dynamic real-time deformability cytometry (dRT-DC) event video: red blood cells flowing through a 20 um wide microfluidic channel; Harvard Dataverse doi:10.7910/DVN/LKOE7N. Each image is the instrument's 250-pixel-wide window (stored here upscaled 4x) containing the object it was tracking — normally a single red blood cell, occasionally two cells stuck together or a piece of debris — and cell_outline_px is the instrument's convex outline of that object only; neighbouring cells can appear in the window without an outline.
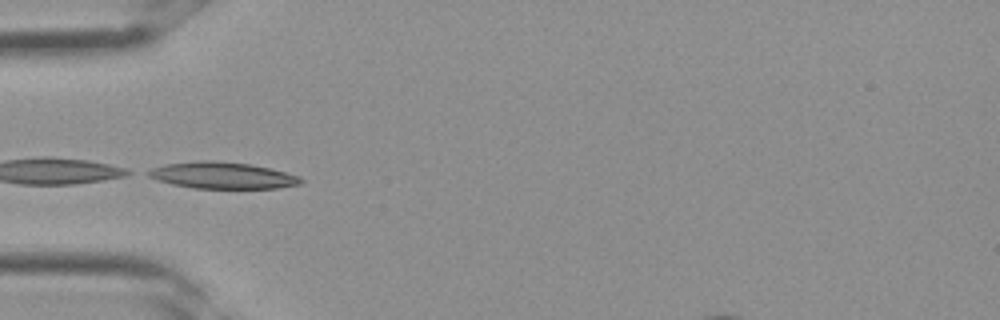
{"species": "Egyptian fruit bat (a non-hibernating species)", "species_latin": "Rousettus aegyptiacus", "temperature_condition": "room temperature", "stored_images_in_passage": 35, "camera_frame_rate_fps": 3000, "um_per_image_px": 0.085, "frame": {"image": 1, "passage_image": 11, "time_ms": 3.333, "image_size_px": [1000, 320], "cell_outline_px": [[304, 180], [300, 184], [276, 188], [192, 188], [172, 184], [148, 176], [144, 172], [152, 168], [164, 164], [196, 160], [216, 160], [248, 164], [272, 168], [300, 176]], "centroid_in_image_um": [18.9, 14.89], "position_along_channel_um": 66.1, "area_um2": 23.76}}
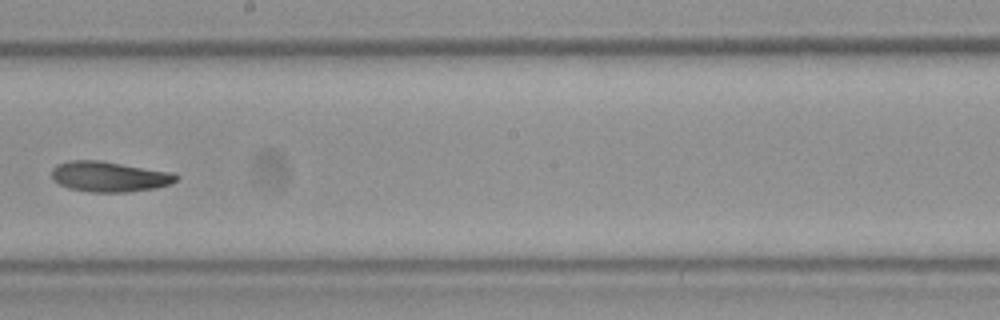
{"frame": {"image": 2, "passage_image": 20, "time_ms": 6.333, "image_size_px": [1000, 320], "cell_outline_px": [[180, 176], [172, 184], [156, 188], [128, 192], [92, 192], [68, 188], [60, 184], [52, 176], [52, 168], [56, 164], [68, 160], [100, 160], [172, 172]], "centroid_in_image_um": [9.31, 15.0], "position_along_channel_um": 238.9, "area_um2": 22.14}}
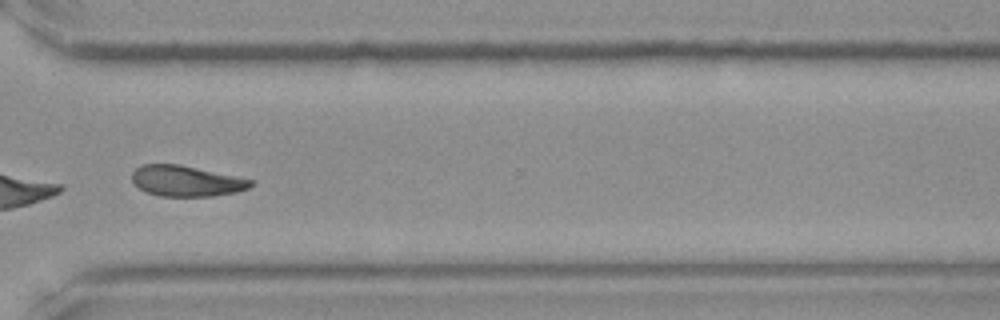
{"frame": {"image": 3, "passage_image": 26, "time_ms": 8.333, "image_size_px": [1000, 320], "cell_outline_px": [[256, 184], [248, 188], [236, 192], [212, 196], [160, 196], [148, 192], [140, 188], [132, 180], [132, 172], [140, 164], [180, 164], [252, 180]], "centroid_in_image_um": [15.83, 15.38], "position_along_channel_um": 354.8, "area_um2": 21.1}}